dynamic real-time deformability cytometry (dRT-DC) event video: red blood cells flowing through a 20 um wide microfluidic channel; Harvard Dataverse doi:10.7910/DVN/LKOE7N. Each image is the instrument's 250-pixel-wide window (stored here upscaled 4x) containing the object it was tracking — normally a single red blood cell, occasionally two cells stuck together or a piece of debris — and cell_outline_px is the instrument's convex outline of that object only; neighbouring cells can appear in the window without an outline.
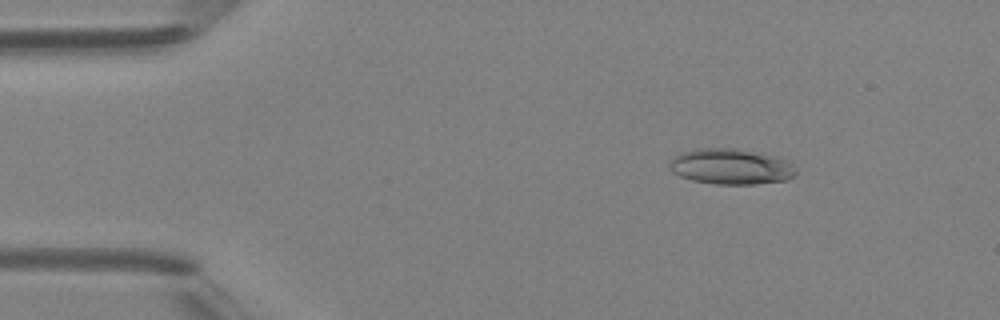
{"species": "Egyptian fruit bat (a non-hibernating species)", "species_latin": "Rousettus aegyptiacus", "temperature_condition": "room temperature", "stored_images_in_passage": 4, "camera_frame_rate_fps": 3000, "um_per_image_px": 0.085, "animal": {"sex": "female"}, "frame": {"image": 1, "passage_image": 2, "time_ms": 1.333, "image_size_px": [1000, 320], "cell_outline_px": [[796, 176], [788, 180], [756, 184], [716, 184], [692, 180], [680, 176], [672, 172], [668, 168], [668, 164], [680, 152], [696, 148], [736, 148], [776, 156], [788, 160], [792, 164], [796, 172]], "centroid_in_image_um": [62.14, 14.16], "position_along_channel_um": 22.9, "area_um2": 26.53}}